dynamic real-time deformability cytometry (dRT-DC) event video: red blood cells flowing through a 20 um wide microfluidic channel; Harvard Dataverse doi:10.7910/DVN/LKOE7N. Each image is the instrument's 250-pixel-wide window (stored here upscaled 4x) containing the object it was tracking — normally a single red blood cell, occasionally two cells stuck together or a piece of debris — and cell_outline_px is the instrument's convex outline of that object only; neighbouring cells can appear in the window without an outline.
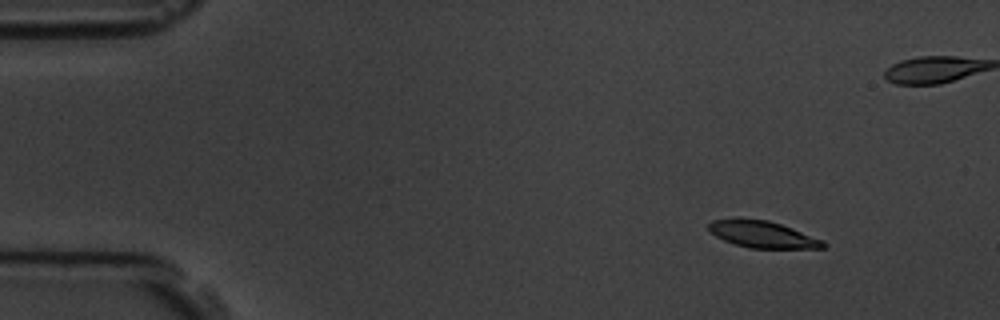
{"species": "common noctule bat (a hibernating species)", "species_latin": "Nyctalus noctula", "temperature_condition": "room temperature", "stored_images_in_passage": 5, "camera_frame_rate_fps": 3000, "um_per_image_px": 0.085, "animal": {"sex": "male", "body_mass_g": 19.5, "forearm_length_mm": 54.6}, "frame": {"image": 1, "passage_image": 1, "time_ms": 0.0, "image_size_px": [1000, 320], "cell_outline_px": [[828, 244], [824, 248], [748, 248], [724, 240], [716, 236], [708, 228], [708, 224], [712, 220], [736, 216], [768, 220], [792, 228], [824, 240]], "centroid_in_image_um": [64.8, 19.89], "position_along_channel_um": 20.2, "area_um2": 18.21}}